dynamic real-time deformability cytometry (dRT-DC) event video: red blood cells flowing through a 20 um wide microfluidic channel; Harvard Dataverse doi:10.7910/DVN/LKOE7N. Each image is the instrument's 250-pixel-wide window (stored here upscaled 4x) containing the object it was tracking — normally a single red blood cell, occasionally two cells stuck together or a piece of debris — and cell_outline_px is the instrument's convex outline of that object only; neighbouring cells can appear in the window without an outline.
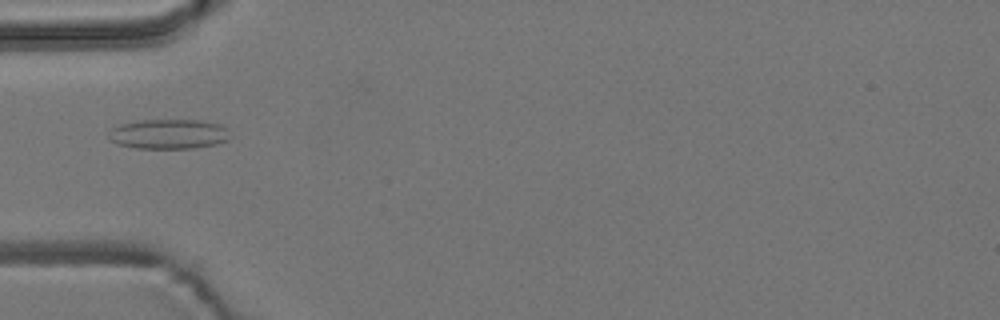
{"species": "common noctule bat (a hibernating species)", "species_latin": "Nyctalus noctula", "temperature_condition": "room temperature", "stored_images_in_passage": 9, "camera_frame_rate_fps": 3000, "um_per_image_px": 0.085, "animal": {"sex": "male", "body_mass_g": 19.2, "forearm_length_mm": 51.8}, "frame": {"image": 1, "passage_image": 5, "time_ms": 5.667, "image_size_px": [1000, 320], "cell_outline_px": [[232, 136], [228, 140], [216, 144], [196, 148], [136, 148], [116, 144], [108, 136], [108, 132], [112, 128], [120, 124], [140, 120], [200, 120], [220, 124], [228, 128]], "centroid_in_image_um": [14.37, 11.39], "position_along_channel_um": 70.6, "area_um2": 21.33}}
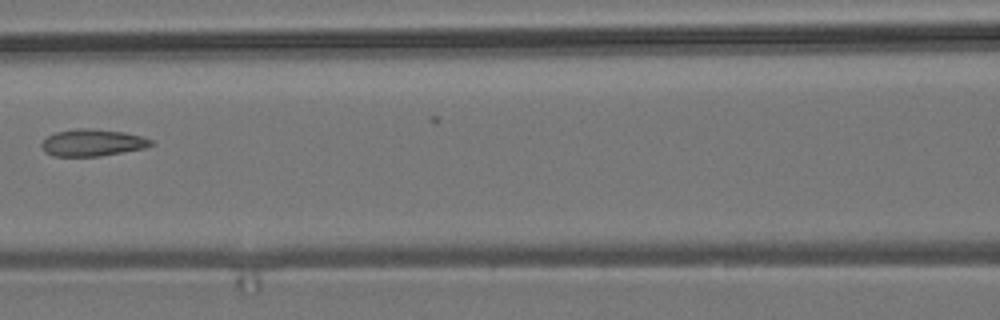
{"frame": {"image": 2, "passage_image": 7, "time_ms": 8.0, "image_size_px": [1000, 320], "cell_outline_px": [[156, 144], [144, 148], [100, 156], [52, 156], [44, 152], [40, 144], [48, 136], [56, 132], [76, 128], [92, 128], [124, 132], [140, 136], [152, 140]], "centroid_in_image_um": [7.85, 12.12], "position_along_channel_um": 158.8, "area_um2": 17.22}}
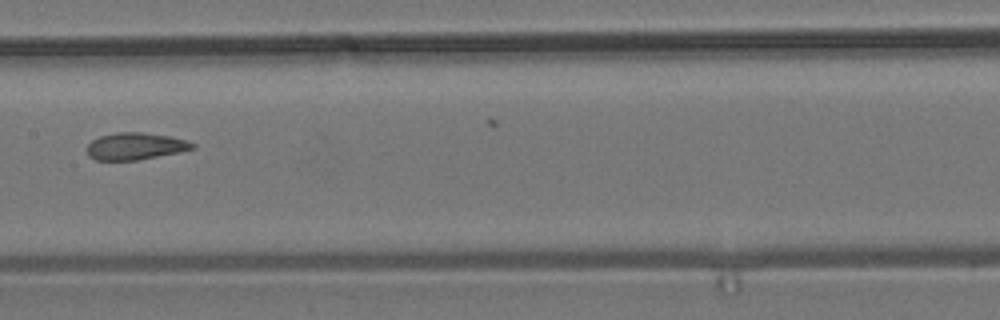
{"frame": {"image": 3, "passage_image": 8, "time_ms": 9.0, "image_size_px": [1000, 320], "cell_outline_px": [[196, 148], [180, 152], [136, 160], [96, 160], [88, 156], [88, 144], [92, 140], [100, 136], [116, 132], [144, 132], [172, 136], [196, 144]], "centroid_in_image_um": [11.52, 12.42], "position_along_channel_um": 195.9, "area_um2": 16.65}}